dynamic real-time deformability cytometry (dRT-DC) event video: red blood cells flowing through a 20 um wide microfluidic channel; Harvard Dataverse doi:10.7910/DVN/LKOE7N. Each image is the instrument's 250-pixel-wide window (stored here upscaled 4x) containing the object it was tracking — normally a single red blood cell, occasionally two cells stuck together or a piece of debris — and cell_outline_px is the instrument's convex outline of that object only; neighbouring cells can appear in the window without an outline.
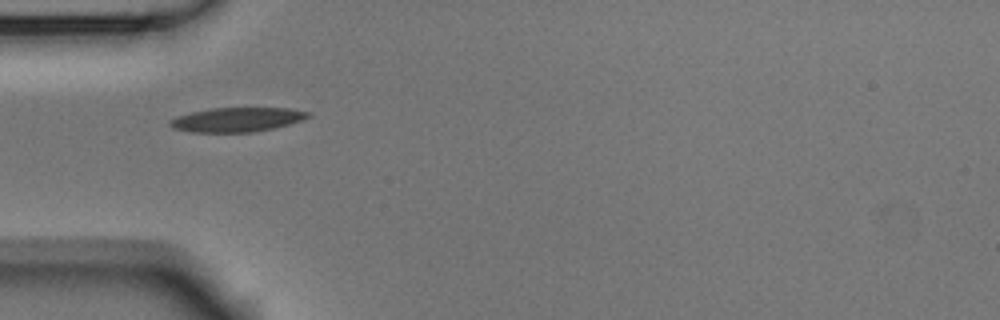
{"species": "Egyptian fruit bat (a non-hibernating species)", "species_latin": "Rousettus aegyptiacus", "temperature_condition": "room temperature", "stored_images_in_passage": 38, "camera_frame_rate_fps": 3000, "um_per_image_px": 0.085, "animal": {"sex": "male"}, "frame": {"image": 1, "passage_image": 1, "time_ms": 0.0, "image_size_px": [1000, 320], "cell_outline_px": [[312, 116], [304, 120], [276, 128], [256, 132], [192, 132], [172, 128], [168, 124], [168, 120], [176, 116], [192, 112], [212, 108], [288, 108], [312, 112]], "centroid_in_image_um": [20.19, 10.17], "position_along_channel_um": 64.8, "area_um2": 19.88}}
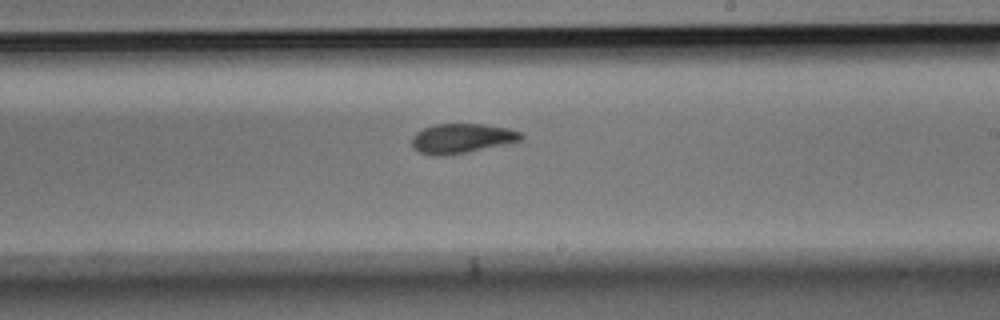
{"frame": {"image": 2, "passage_image": 16, "time_ms": 5.0, "image_size_px": [1000, 320], "cell_outline_px": [[524, 136], [520, 140], [504, 144], [448, 156], [432, 156], [420, 152], [412, 148], [412, 136], [416, 132], [424, 128], [436, 124], [484, 124], [508, 128], [520, 132]], "centroid_in_image_um": [39.2, 11.77], "position_along_channel_um": 249.8, "area_um2": 18.84}}
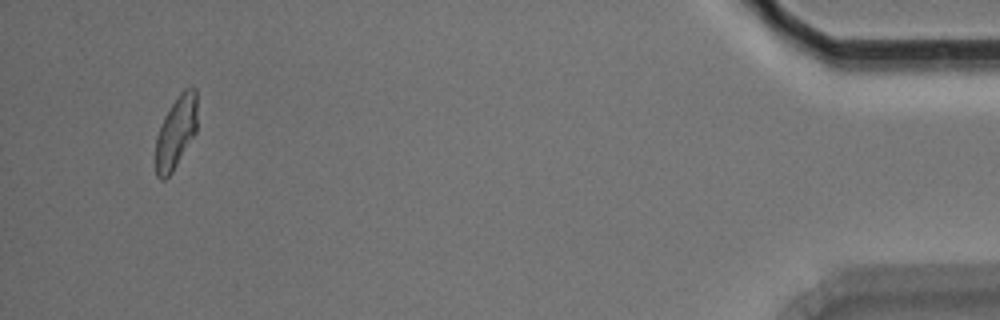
{"frame": {"image": 3, "passage_image": 36, "time_ms": 11.667, "image_size_px": [1000, 320], "cell_outline_px": [[196, 132], [172, 172], [164, 180], [160, 180], [156, 176], [156, 136], [164, 116], [180, 92], [184, 88], [192, 84], [196, 88]], "centroid_in_image_um": [14.96, 11.21], "position_along_channel_um": 420.2, "area_um2": 17.51}, "authors_computed_cell_mechanics": {"area_um2": 18.8717, "velocity_mm_per_s": 3.7038, "shape_relaxation_time_tau1_ms": 3.7677, "shape_relaxation_time_tau2_ms": 1.9924, "deformation_change_tau1": 0.1508, "deformation_change_tau2": 0.079}}